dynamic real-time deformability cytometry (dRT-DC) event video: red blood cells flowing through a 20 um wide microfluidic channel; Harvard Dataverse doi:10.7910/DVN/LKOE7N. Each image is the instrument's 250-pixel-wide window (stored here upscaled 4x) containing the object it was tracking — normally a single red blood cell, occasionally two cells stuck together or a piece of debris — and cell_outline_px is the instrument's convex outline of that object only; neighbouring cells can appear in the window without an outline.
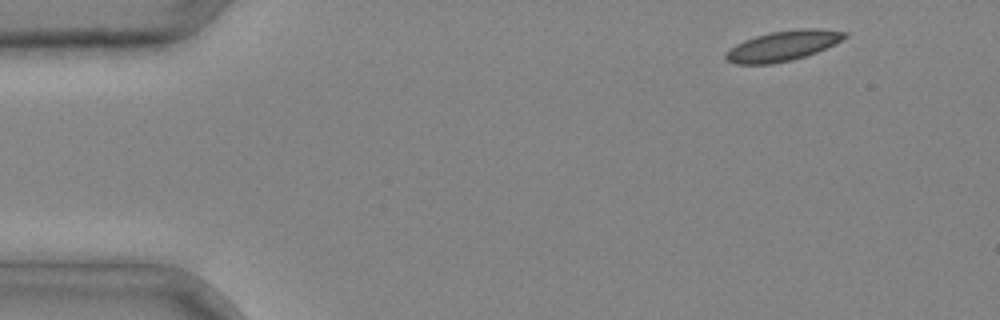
{"species": "common noctule bat (a hibernating species)", "species_latin": "Nyctalus noctula", "temperature_condition": "cold", "stored_images_in_passage": 2, "camera_frame_rate_fps": 3000, "um_per_image_px": 0.085, "animal": {"sex": "male", "body_mass_g": 20.4}, "frame": {"image": 1, "passage_image": 1, "time_ms": 0.0, "image_size_px": [1000, 320], "cell_outline_px": [[848, 36], [836, 44], [816, 52], [792, 60], [772, 64], [736, 64], [728, 60], [724, 56], [736, 44], [744, 40], [756, 36], [772, 32], [800, 28], [816, 28], [848, 32]], "centroid_in_image_um": [66.6, 3.89], "position_along_channel_um": 18.4, "area_um2": 20.75}}